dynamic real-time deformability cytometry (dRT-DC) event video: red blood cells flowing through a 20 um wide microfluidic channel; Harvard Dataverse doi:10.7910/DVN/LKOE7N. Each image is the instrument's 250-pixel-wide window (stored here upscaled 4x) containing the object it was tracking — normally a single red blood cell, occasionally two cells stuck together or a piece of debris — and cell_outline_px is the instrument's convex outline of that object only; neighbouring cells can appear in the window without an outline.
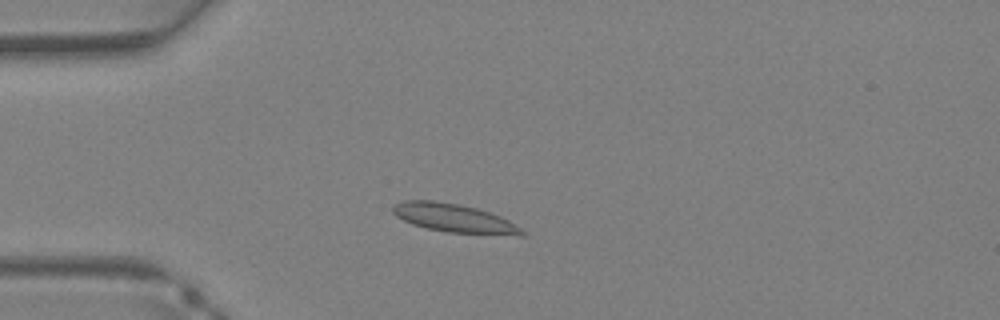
{"species": "Egyptian fruit bat (a non-hibernating species)", "species_latin": "Rousettus aegyptiacus", "temperature_condition": "warm", "stored_images_in_passage": 16, "camera_frame_rate_fps": 3000, "um_per_image_px": 0.085, "animal": {"sex": "female"}, "frame": {"image": 1, "passage_image": 5, "time_ms": 1.333, "image_size_px": [1000, 320], "cell_outline_px": [[524, 236], [520, 236], [448, 232], [428, 228], [412, 224], [396, 216], [392, 212], [392, 204], [404, 200], [432, 200], [460, 204], [476, 208], [500, 216], [516, 224], [524, 232]], "centroid_in_image_um": [38.59, 18.53], "position_along_channel_um": 46.4, "area_um2": 21.5}}
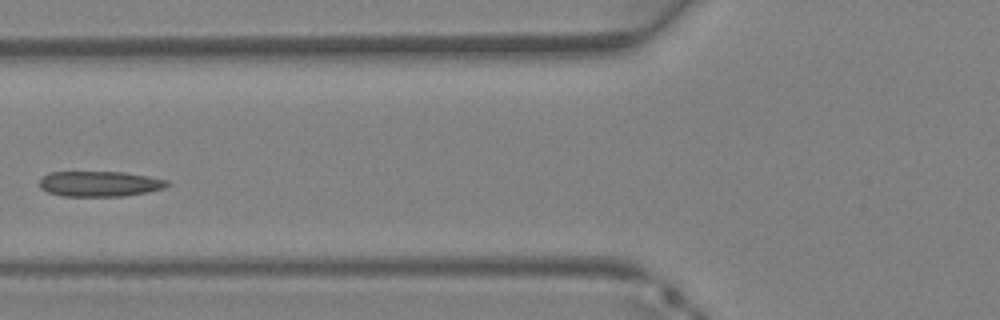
{"frame": {"image": 2, "passage_image": 10, "time_ms": 3.0, "image_size_px": [1000, 320], "cell_outline_px": [[172, 184], [164, 188], [148, 192], [124, 196], [64, 196], [48, 192], [40, 188], [40, 180], [48, 172], [124, 172], [148, 176], [168, 180]], "centroid_in_image_um": [8.51, 15.62], "position_along_channel_um": 117.3, "area_um2": 18.96}}
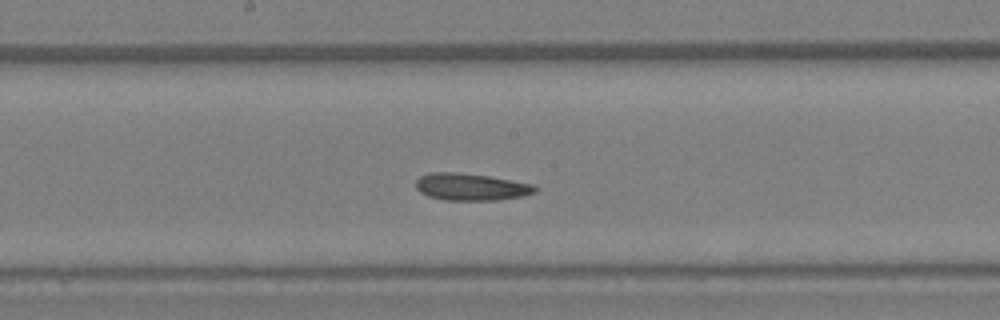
{"frame": {"image": 3, "passage_image": 15, "time_ms": 4.667, "image_size_px": [1000, 320], "cell_outline_px": [[536, 192], [524, 196], [496, 200], [444, 200], [428, 196], [420, 192], [416, 188], [416, 180], [420, 176], [428, 172], [456, 172], [488, 176], [536, 184]], "centroid_in_image_um": [40.04, 15.88], "position_along_channel_um": 208.2, "area_um2": 18.96}}